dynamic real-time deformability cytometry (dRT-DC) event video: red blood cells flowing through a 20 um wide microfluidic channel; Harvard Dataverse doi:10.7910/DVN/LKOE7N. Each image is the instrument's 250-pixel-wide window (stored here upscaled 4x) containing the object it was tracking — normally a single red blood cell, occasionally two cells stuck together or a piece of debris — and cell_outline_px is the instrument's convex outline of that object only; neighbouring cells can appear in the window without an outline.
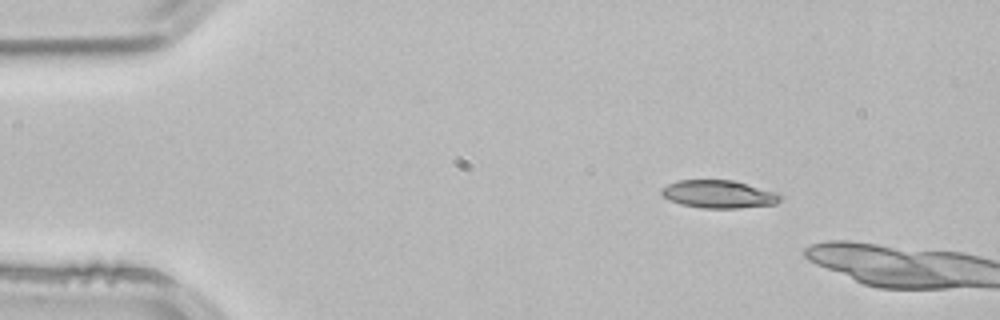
{"species": "common noctule bat (a hibernating species)", "species_latin": "Nyctalus noctula", "temperature_condition": "room temperature", "stored_images_in_passage": 2, "camera_frame_rate_fps": 3000, "um_per_image_px": 0.085, "animal": {"sex": "male", "body_mass_g": 21.5, "forearm_length_mm": 52.0}, "frame": {"image": 1, "passage_image": 1, "time_ms": 0.0, "image_size_px": [1000, 320], "cell_outline_px": [[784, 196], [776, 204], [736, 208], [700, 208], [680, 204], [664, 196], [660, 192], [660, 188], [676, 180], [736, 180], [776, 192]], "centroid_in_image_um": [61.11, 16.49], "position_along_channel_um": 23.9, "area_um2": 19.42}}